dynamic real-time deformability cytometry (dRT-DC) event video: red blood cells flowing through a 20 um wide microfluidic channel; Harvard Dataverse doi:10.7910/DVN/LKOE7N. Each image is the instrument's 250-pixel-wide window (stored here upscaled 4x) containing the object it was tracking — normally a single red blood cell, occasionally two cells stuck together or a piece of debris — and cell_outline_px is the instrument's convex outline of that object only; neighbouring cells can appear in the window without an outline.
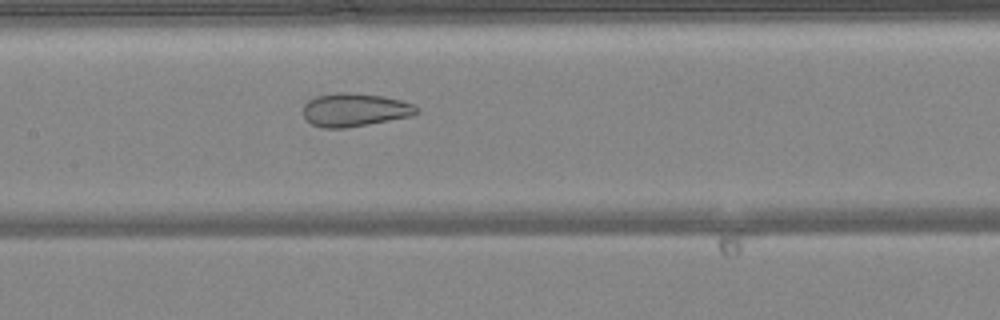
{"species": "common noctule bat (a hibernating species)", "species_latin": "Nyctalus noctula", "temperature_condition": "warm", "stored_images_in_passage": 38, "camera_frame_rate_fps": 3000, "um_per_image_px": 0.085, "animal": {"sex": "female", "body_mass_g": 24.6, "forearm_length_mm": 56.2}, "frame": {"image": 1, "passage_image": 13, "time_ms": 4.0, "image_size_px": [1000, 320], "cell_outline_px": [[420, 112], [412, 116], [368, 124], [344, 128], [320, 128], [312, 124], [304, 116], [304, 104], [308, 100], [316, 96], [336, 92], [352, 92], [384, 96], [416, 104]], "centroid_in_image_um": [30.18, 9.33], "position_along_channel_um": 177.2, "area_um2": 22.2}}
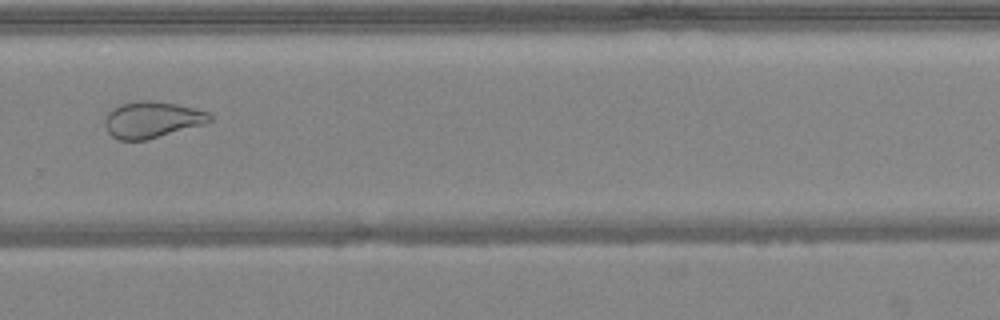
{"frame": {"image": 2, "passage_image": 23, "time_ms": 7.333, "image_size_px": [1000, 320], "cell_outline_px": [[212, 120], [208, 124], [148, 140], [120, 140], [112, 136], [108, 132], [104, 124], [104, 120], [108, 112], [112, 108], [120, 104], [140, 100], [148, 100], [176, 104], [208, 112], [212, 116]], "centroid_in_image_um": [12.94, 10.19], "position_along_channel_um": 316.9, "area_um2": 22.54}}
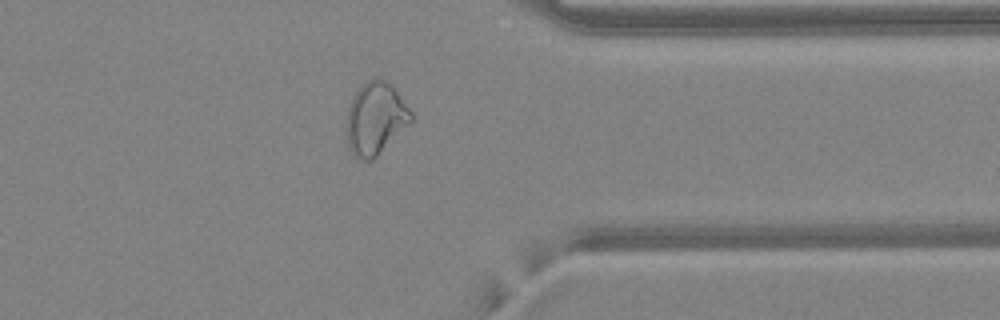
{"frame": {"image": 3, "passage_image": 28, "time_ms": 9.0, "image_size_px": [1000, 320], "cell_outline_px": [[412, 120], [372, 160], [364, 160], [356, 156], [348, 148], [348, 108], [352, 96], [360, 84], [372, 76], [380, 76], [388, 80], [396, 88], [412, 112]], "centroid_in_image_um": [31.92, 9.96], "position_along_channel_um": 379.5, "area_um2": 27.22}, "authors_computed_cell_mechanics": {"area_um2": 25.6343, "velocity_mm_per_s": 4.2139, "shape_relaxation_time_tau1_ms": null, "shape_relaxation_time_tau2_ms": 1.1511, "deformation_change_tau1": null, "deformation_change_tau2": 0.0766}}